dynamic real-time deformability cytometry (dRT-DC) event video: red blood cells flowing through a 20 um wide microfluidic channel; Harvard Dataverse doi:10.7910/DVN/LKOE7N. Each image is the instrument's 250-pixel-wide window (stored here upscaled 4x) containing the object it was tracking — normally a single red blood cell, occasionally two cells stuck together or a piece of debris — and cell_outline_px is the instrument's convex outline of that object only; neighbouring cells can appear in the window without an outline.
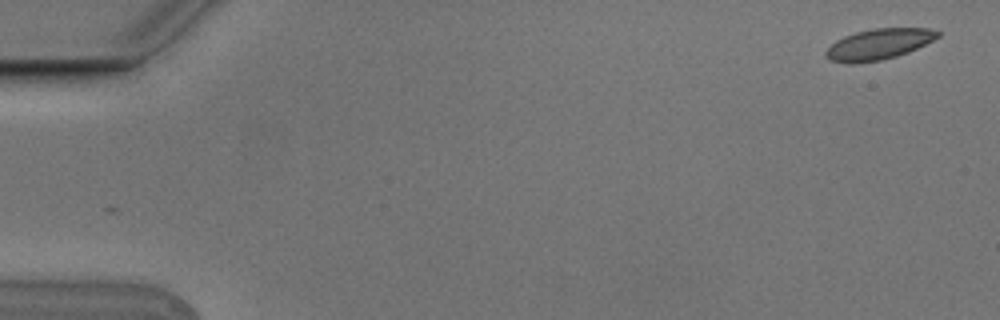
{"species": "Egyptian fruit bat (a non-hibernating species)", "species_latin": "Rousettus aegyptiacus", "temperature_condition": "cold", "stored_images_in_passage": 6, "camera_frame_rate_fps": 3000, "um_per_image_px": 0.085, "animal": {"sex": "male"}, "frame": {"image": 1, "passage_image": 1, "time_ms": 0.0, "image_size_px": [1000, 320], "cell_outline_px": [[940, 36], [908, 52], [896, 56], [880, 60], [848, 64], [832, 60], [824, 52], [836, 40], [844, 36], [856, 32], [876, 28], [928, 28], [940, 32]], "centroid_in_image_um": [74.69, 3.75], "position_along_channel_um": 10.3, "area_um2": 19.71}}
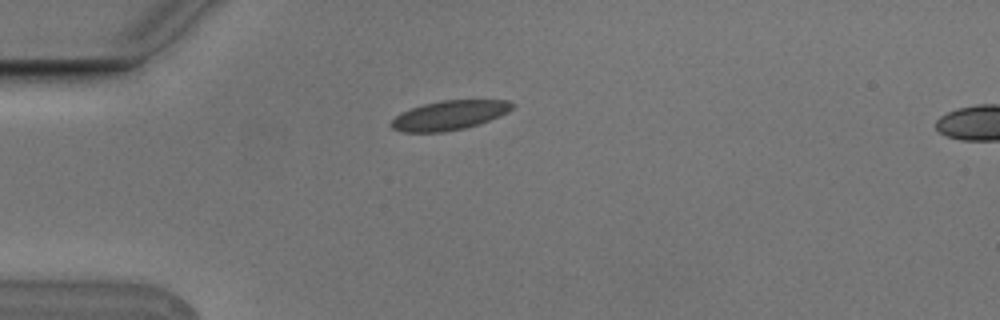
{"frame": {"image": 2, "passage_image": 4, "time_ms": 1.0, "image_size_px": [1000, 320], "cell_outline_px": [[516, 104], [508, 112], [500, 116], [480, 124], [464, 128], [444, 132], [404, 132], [392, 128], [388, 124], [400, 112], [424, 104], [440, 100], [508, 100]], "centroid_in_image_um": [38.2, 9.8], "position_along_channel_um": 46.8, "area_um2": 20.81}}